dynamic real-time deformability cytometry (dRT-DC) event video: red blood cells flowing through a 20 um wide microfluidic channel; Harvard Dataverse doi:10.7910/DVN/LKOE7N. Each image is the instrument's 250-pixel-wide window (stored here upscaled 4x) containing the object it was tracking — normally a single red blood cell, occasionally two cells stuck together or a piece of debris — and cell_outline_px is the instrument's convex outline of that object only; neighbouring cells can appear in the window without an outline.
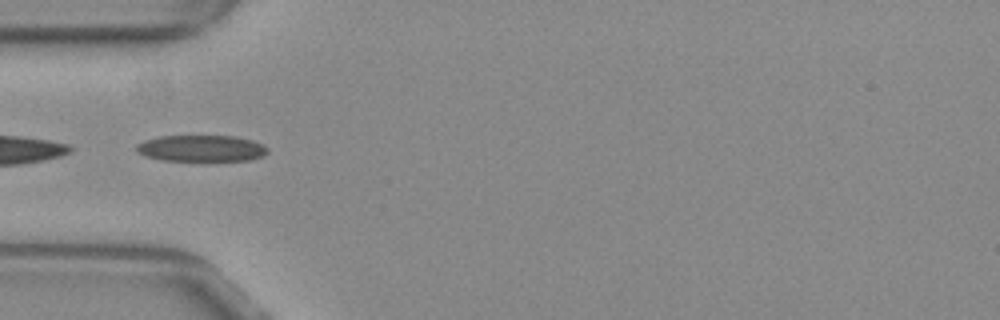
{"species": "common noctule bat (a hibernating species)", "species_latin": "Nyctalus noctula", "temperature_condition": "warm", "stored_images_in_passage": 34, "camera_frame_rate_fps": 3000, "um_per_image_px": 0.085, "animal": {"sex": "female", "body_mass_g": 29.2, "forearm_length_mm": 56.3}, "frame": {"image": 1, "passage_image": 1, "time_ms": 0.0, "image_size_px": [1000, 320], "cell_outline_px": [[268, 152], [264, 156], [252, 160], [204, 164], [164, 160], [144, 156], [136, 152], [136, 144], [144, 140], [160, 136], [236, 136], [252, 140], [268, 148]], "centroid_in_image_um": [17.13, 12.67], "position_along_channel_um": 67.9, "area_um2": 21.44}, "authors_computed_cell_mechanics": {"area_um2": 20.3456, "velocity_mm_per_s": 3.8735, "shape_relaxation_time_tau1_ms": null, "shape_relaxation_time_tau2_ms": 2.0193, "deformation_change_tau1": null, "deformation_change_tau2": 0.1011}}